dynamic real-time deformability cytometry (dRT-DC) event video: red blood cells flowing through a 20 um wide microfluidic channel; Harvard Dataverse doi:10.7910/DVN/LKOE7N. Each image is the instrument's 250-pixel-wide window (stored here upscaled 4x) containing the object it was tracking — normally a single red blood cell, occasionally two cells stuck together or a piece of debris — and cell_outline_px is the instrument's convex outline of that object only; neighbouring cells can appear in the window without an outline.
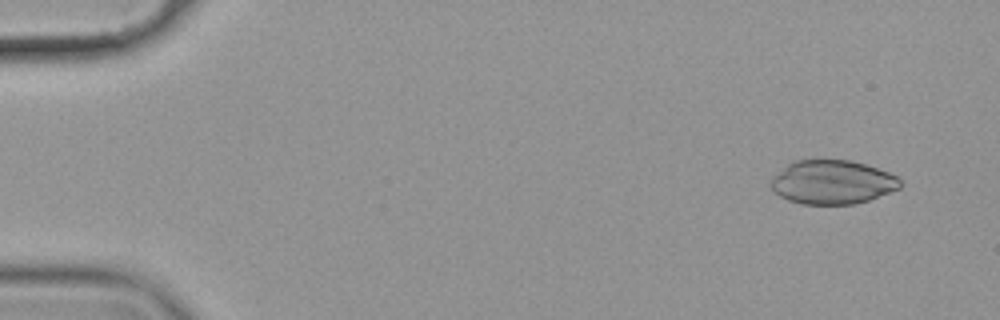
{"species": "common noctule bat (a hibernating species)", "species_latin": "Nyctalus noctula", "temperature_condition": "cold", "stored_images_in_passage": 57, "camera_frame_rate_fps": 3000, "um_per_image_px": 0.085, "animal": {"sex": "female", "body_mass_g": 19.9}, "frame": {"image": 1, "passage_image": 4, "time_ms": 1.0, "image_size_px": [1000, 320], "cell_outline_px": [[904, 184], [900, 188], [868, 200], [856, 204], [800, 204], [788, 200], [772, 192], [768, 184], [772, 176], [792, 160], [852, 160], [868, 164], [888, 172], [896, 176]], "centroid_in_image_um": [70.71, 15.48], "position_along_channel_um": 14.3, "area_um2": 33.58}}
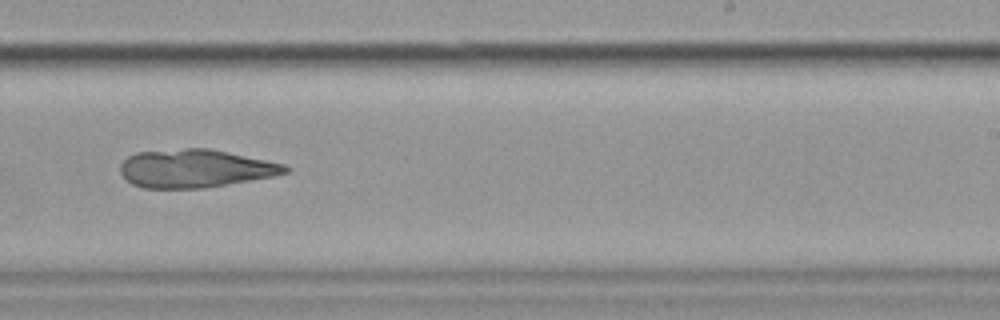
{"frame": {"image": 2, "passage_image": 36, "time_ms": 11.667, "image_size_px": [1000, 320], "cell_outline_px": [[292, 168], [288, 172], [272, 176], [204, 188], [144, 188], [132, 184], [124, 180], [120, 172], [120, 164], [128, 156], [136, 152], [184, 148], [208, 148], [228, 152], [284, 164]], "centroid_in_image_um": [16.54, 14.32], "position_along_channel_um": 272.5, "area_um2": 36.65}}